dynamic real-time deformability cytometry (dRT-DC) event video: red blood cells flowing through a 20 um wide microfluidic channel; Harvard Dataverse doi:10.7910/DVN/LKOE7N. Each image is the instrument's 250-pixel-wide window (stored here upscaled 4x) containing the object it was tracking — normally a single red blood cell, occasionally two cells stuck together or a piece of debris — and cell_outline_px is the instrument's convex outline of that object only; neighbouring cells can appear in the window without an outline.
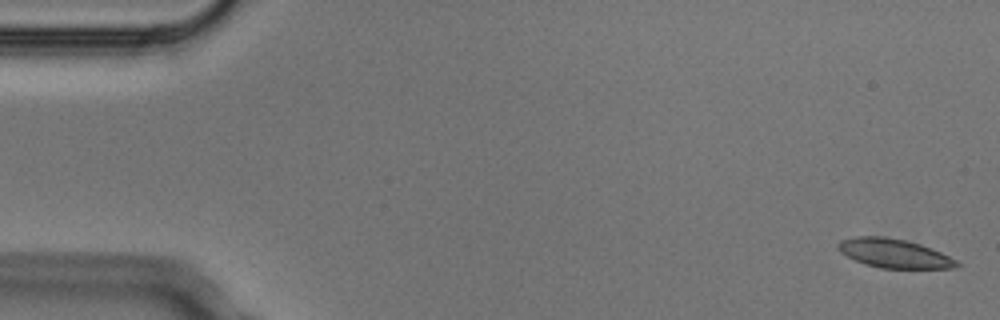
{"species": "Egyptian fruit bat (a non-hibernating species)", "species_latin": "Rousettus aegyptiacus", "temperature_condition": "cold", "stored_images_in_passage": 3, "camera_frame_rate_fps": 3000, "um_per_image_px": 0.085, "animal": {"sex": "male"}, "frame": {"image": 1, "passage_image": 1, "time_ms": 0.0, "image_size_px": [1000, 320], "cell_outline_px": [[960, 264], [956, 268], [880, 268], [864, 264], [840, 252], [836, 248], [836, 244], [840, 240], [856, 236], [884, 236], [904, 240], [920, 244], [932, 248], [956, 260]], "centroid_in_image_um": [75.96, 21.53], "position_along_channel_um": 9.0, "area_um2": 20.0}}